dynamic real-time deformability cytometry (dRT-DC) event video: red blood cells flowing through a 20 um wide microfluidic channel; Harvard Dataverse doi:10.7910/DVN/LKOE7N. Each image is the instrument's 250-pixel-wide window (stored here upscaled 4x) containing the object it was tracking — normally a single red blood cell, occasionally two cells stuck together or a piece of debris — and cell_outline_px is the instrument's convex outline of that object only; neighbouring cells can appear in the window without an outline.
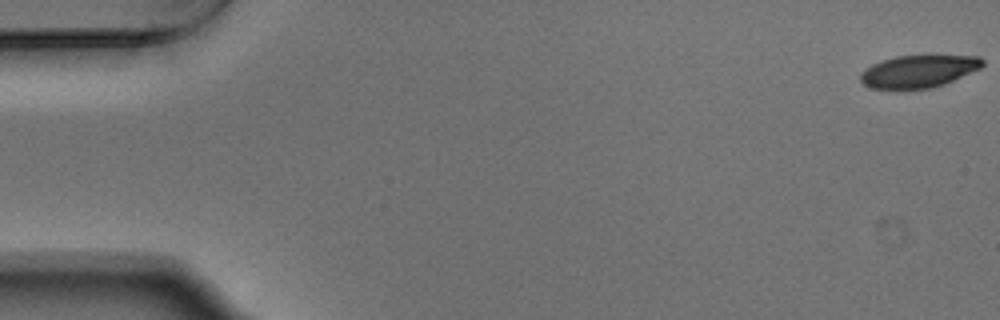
{"species": "Egyptian fruit bat (a non-hibernating species)", "species_latin": "Rousettus aegyptiacus", "temperature_condition": "warm", "stored_images_in_passage": 54, "camera_frame_rate_fps": 3000, "um_per_image_px": 0.085, "animal": {"sex": "male"}, "frame": {"image": 1, "passage_image": 1, "time_ms": 0.0, "image_size_px": [1000, 320], "cell_outline_px": [[984, 64], [980, 68], [944, 84], [932, 88], [896, 92], [872, 88], [864, 84], [860, 80], [860, 72], [864, 68], [880, 60], [896, 56], [980, 56], [984, 60]], "centroid_in_image_um": [78.0, 6.1], "position_along_channel_um": 7.0, "area_um2": 23.7}}
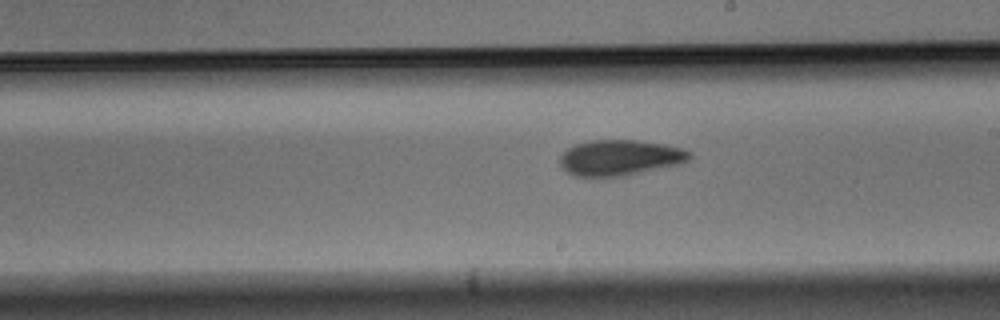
{"frame": {"image": 2, "passage_image": 31, "time_ms": 10.0, "image_size_px": [1000, 320], "cell_outline_px": [[692, 156], [688, 160], [680, 164], [624, 176], [572, 176], [560, 168], [560, 156], [568, 148], [576, 144], [588, 140], [636, 140], [668, 144], [684, 148], [692, 152]], "centroid_in_image_um": [52.71, 13.4], "position_along_channel_um": 236.3, "area_um2": 27.28}}
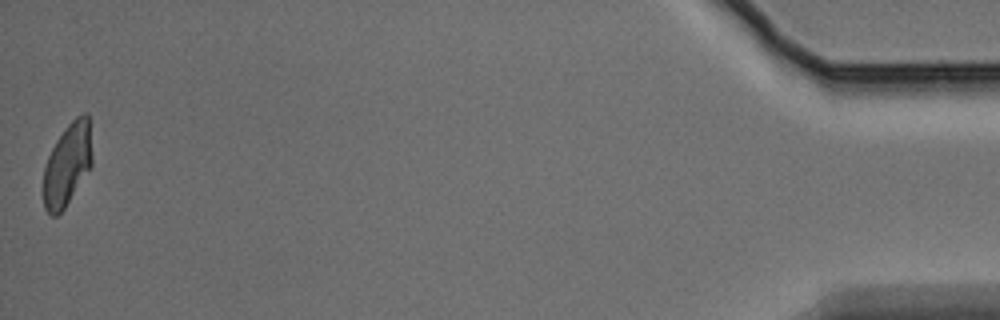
{"frame": {"image": 3, "passage_image": 54, "time_ms": 17.667, "image_size_px": [1000, 320], "cell_outline_px": [[92, 168], [64, 208], [56, 216], [52, 216], [44, 208], [44, 168], [48, 156], [56, 140], [68, 124], [76, 116], [84, 112], [88, 112], [92, 156]], "centroid_in_image_um": [5.75, 13.97], "position_along_channel_um": 429.5, "area_um2": 23.47}, "authors_computed_cell_mechanics": {"area_um2": 25.4609, "velocity_mm_per_s": 3.7488, "shape_relaxation_time_tau1_ms": 5.15, "shape_relaxation_time_tau2_ms": 5.0097, "deformation_change_tau1": 0.162, "deformation_change_tau2": 0.1202}}